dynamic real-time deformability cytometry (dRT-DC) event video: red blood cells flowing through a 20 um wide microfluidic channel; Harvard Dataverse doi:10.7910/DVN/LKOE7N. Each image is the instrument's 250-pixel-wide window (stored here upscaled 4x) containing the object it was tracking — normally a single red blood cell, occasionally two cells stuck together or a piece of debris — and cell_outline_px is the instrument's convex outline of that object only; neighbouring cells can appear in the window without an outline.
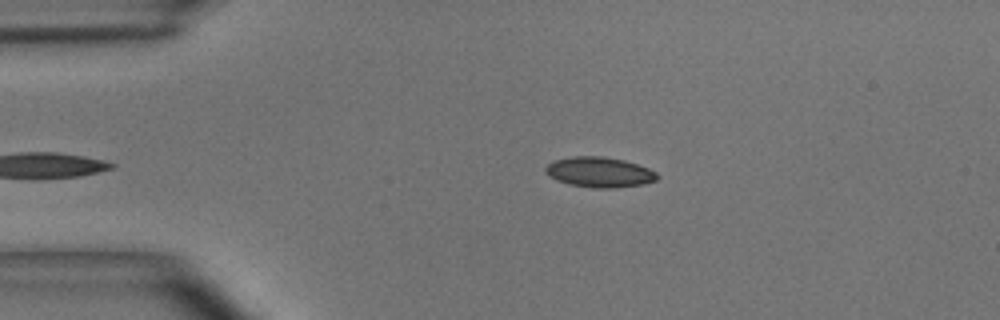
{"species": "common noctule bat (a hibernating species)", "species_latin": "Nyctalus noctula", "temperature_condition": "room temperature", "stored_images_in_passage": 34, "camera_frame_rate_fps": 3000, "um_per_image_px": 0.085, "animal": {"sex": "male", "body_mass_g": 15.6}, "frame": {"image": 1, "passage_image": 2, "time_ms": 0.333, "image_size_px": [1000, 320], "cell_outline_px": [[660, 176], [656, 180], [644, 184], [612, 188], [592, 188], [568, 184], [556, 180], [548, 176], [544, 172], [544, 168], [552, 160], [572, 156], [604, 156], [624, 160], [648, 168], [656, 172]], "centroid_in_image_um": [50.91, 14.63], "position_along_channel_um": 34.1, "area_um2": 19.94}}
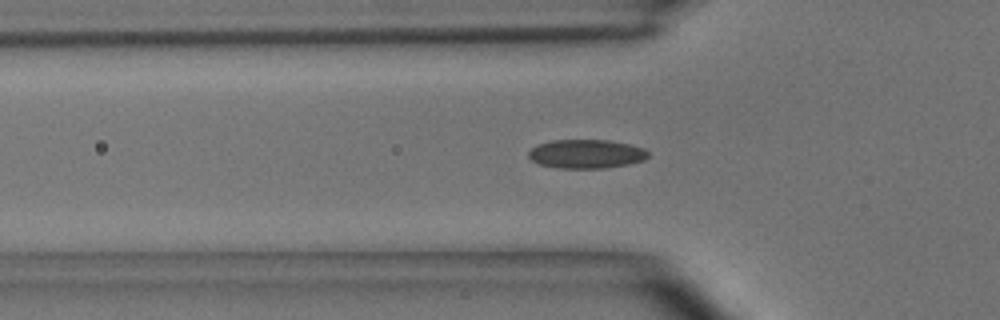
{"frame": {"image": 2, "passage_image": 8, "time_ms": 2.333, "image_size_px": [1000, 320], "cell_outline_px": [[648, 156], [644, 160], [628, 164], [604, 168], [560, 168], [540, 164], [532, 160], [528, 156], [528, 152], [532, 148], [540, 144], [552, 140], [608, 140], [628, 144], [644, 148], [648, 152]], "centroid_in_image_um": [49.84, 13.08], "position_along_channel_um": 76.0, "area_um2": 19.94}}
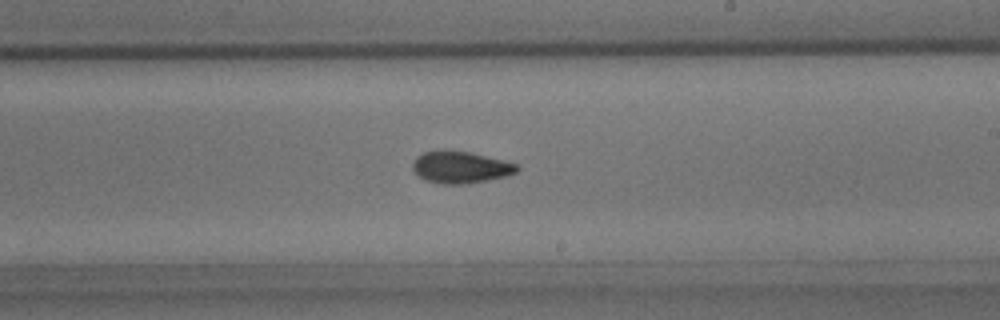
{"frame": {"image": 3, "passage_image": 21, "time_ms": 6.667, "image_size_px": [1000, 320], "cell_outline_px": [[520, 168], [516, 172], [504, 176], [488, 180], [464, 184], [444, 184], [424, 180], [412, 168], [412, 164], [416, 156], [424, 152], [468, 152], [504, 160], [516, 164]], "centroid_in_image_um": [39.15, 14.24], "position_along_channel_um": 249.9, "area_um2": 18.84}, "authors_computed_cell_mechanics": {"area_um2": 19.1607, "velocity_mm_per_s": 3.9885, "shape_relaxation_time_tau1_ms": 6.5524, "shape_relaxation_time_tau2_ms": 1.8558, "deformation_change_tau1": 0.1374, "deformation_change_tau2": 0.0716}}